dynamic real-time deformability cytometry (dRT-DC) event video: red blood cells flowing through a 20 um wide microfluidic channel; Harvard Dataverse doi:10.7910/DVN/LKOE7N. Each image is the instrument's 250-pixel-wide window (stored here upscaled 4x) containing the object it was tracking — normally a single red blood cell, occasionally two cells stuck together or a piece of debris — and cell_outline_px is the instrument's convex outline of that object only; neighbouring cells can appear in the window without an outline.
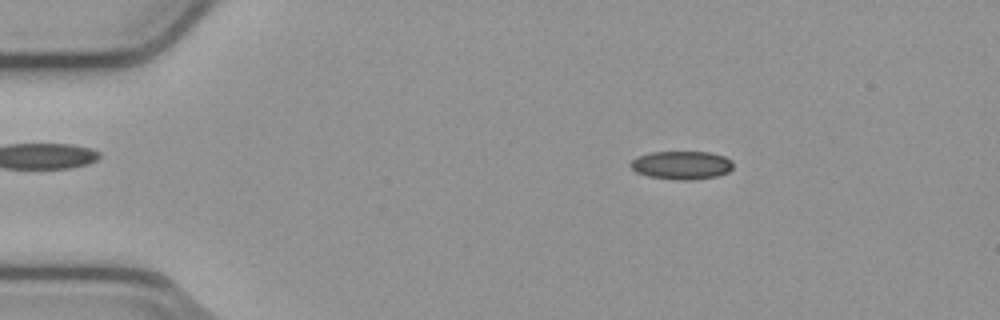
{"species": "common noctule bat (a hibernating species)", "species_latin": "Nyctalus noctula", "temperature_condition": "cold", "stored_images_in_passage": 53, "camera_frame_rate_fps": 3000, "um_per_image_px": 0.085, "animal": {"sex": "male", "body_mass_g": 23.1, "forearm_length_mm": 52.7}, "frame": {"image": 1, "passage_image": 8, "time_ms": 2.333, "image_size_px": [1000, 320], "cell_outline_px": [[732, 168], [728, 172], [716, 176], [692, 180], [680, 180], [648, 176], [636, 172], [628, 164], [632, 160], [640, 156], [652, 152], [708, 152], [724, 156], [732, 160]], "centroid_in_image_um": [57.94, 14.04], "position_along_channel_um": 27.1, "area_um2": 16.82}}
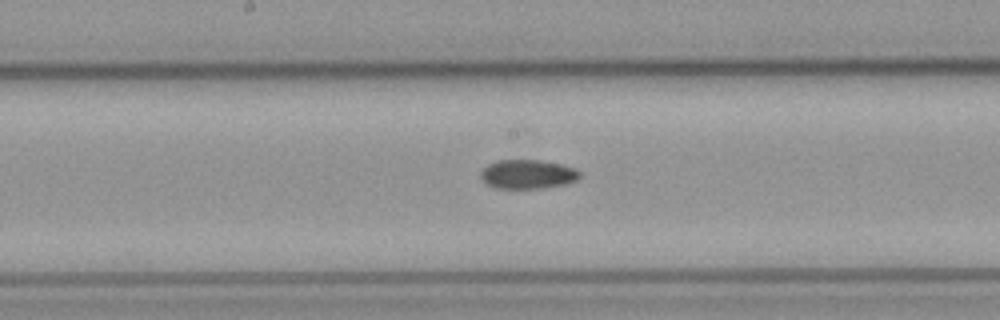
{"frame": {"image": 2, "passage_image": 27, "time_ms": 8.667, "image_size_px": [1000, 320], "cell_outline_px": [[580, 176], [576, 180], [568, 184], [544, 188], [496, 188], [488, 184], [480, 176], [480, 172], [488, 164], [496, 160], [540, 160], [560, 164], [576, 168], [580, 172]], "centroid_in_image_um": [44.88, 14.81], "position_along_channel_um": 203.3, "area_um2": 16.82}}
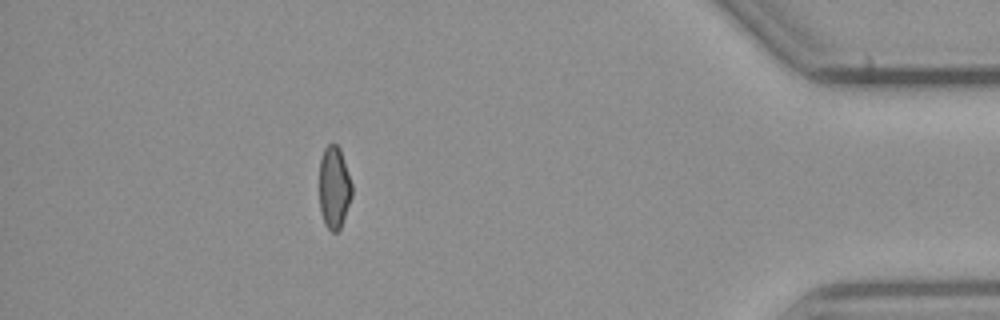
{"frame": {"image": 3, "passage_image": 47, "time_ms": 15.333, "image_size_px": [1000, 320], "cell_outline_px": [[352, 196], [340, 228], [336, 232], [332, 232], [324, 224], [320, 212], [320, 160], [324, 148], [328, 144], [336, 144], [340, 148], [352, 184]], "centroid_in_image_um": [28.4, 15.94], "position_along_channel_um": 406.8, "area_um2": 15.61}, "authors_computed_cell_mechanics": {"area_um2": 16.7042, "velocity_mm_per_s": 3.8175, "shape_relaxation_time_tau1_ms": 10.5359, "shape_relaxation_time_tau2_ms": 5.0383, "deformation_change_tau1": 0.1748, "deformation_change_tau2": 0.09}}